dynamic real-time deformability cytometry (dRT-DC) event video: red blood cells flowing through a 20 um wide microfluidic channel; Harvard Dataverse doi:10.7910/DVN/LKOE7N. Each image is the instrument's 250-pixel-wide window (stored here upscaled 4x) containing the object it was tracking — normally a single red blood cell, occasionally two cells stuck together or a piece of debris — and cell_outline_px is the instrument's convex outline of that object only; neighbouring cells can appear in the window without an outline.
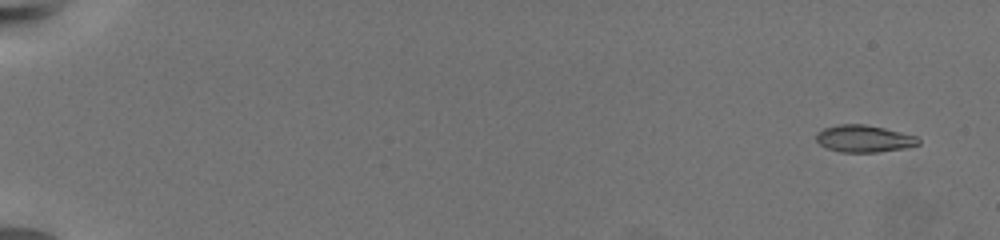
{"species": "common noctule bat (a hibernating species)", "species_latin": "Nyctalus noctula", "temperature_condition": "warm", "stored_images_in_passage": 63, "camera_frame_rate_fps": 3000, "um_per_image_px": 0.085, "animal": {"sex": "female", "body_mass_g": 19.5, "forearm_length_mm": 54.1}, "frame": {"image": 1, "passage_image": 1, "time_ms": 0.0, "image_size_px": [1000, 240], "cell_outline_px": [[920, 144], [908, 148], [876, 152], [840, 152], [824, 148], [816, 140], [816, 132], [824, 128], [840, 124], [864, 124], [884, 128], [916, 136], [920, 140]], "centroid_in_image_um": [73.43, 11.79], "position_along_channel_um": 11.6, "area_um2": 16.24}}
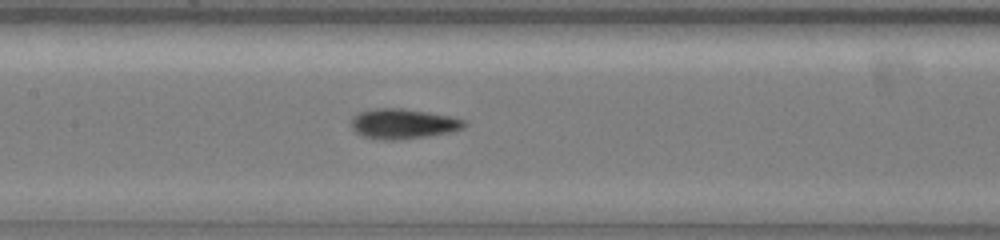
{"frame": {"image": 2, "passage_image": 33, "time_ms": 10.667, "image_size_px": [1000, 240], "cell_outline_px": [[464, 128], [448, 132], [428, 136], [400, 140], [376, 140], [364, 136], [356, 132], [352, 128], [352, 120], [360, 112], [380, 108], [400, 108], [448, 116], [464, 120]], "centroid_in_image_um": [34.24, 10.54], "position_along_channel_um": 173.2, "area_um2": 19.36}}
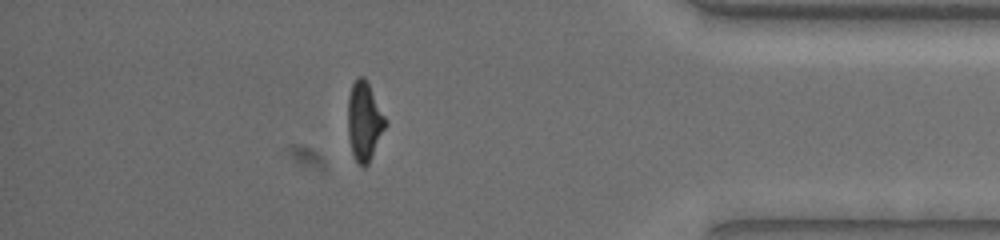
{"frame": {"image": 3, "passage_image": 56, "time_ms": 18.333, "image_size_px": [1000, 240], "cell_outline_px": [[388, 124], [368, 164], [364, 168], [356, 160], [352, 152], [348, 136], [348, 96], [352, 84], [356, 76], [364, 76], [388, 120]], "centroid_in_image_um": [30.98, 10.28], "position_along_channel_um": 404.2, "area_um2": 17.46}, "authors_computed_cell_mechanics": {"area_um2": 17.2822, "velocity_mm_per_s": 3.3713, "shape_relaxation_time_tau1_ms": 3.1971, "shape_relaxation_time_tau2_ms": 1.7726, "deformation_change_tau1": 0.1767, "deformation_change_tau2": 0.0748}}